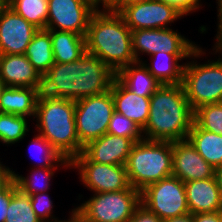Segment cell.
Wrapping results in <instances>:
<instances>
[{"label": "cell", "mask_w": 222, "mask_h": 222, "mask_svg": "<svg viewBox=\"0 0 222 222\" xmlns=\"http://www.w3.org/2000/svg\"><path fill=\"white\" fill-rule=\"evenodd\" d=\"M115 77L101 59L85 52L77 61L54 63L42 77L41 94L77 101L107 92Z\"/></svg>", "instance_id": "6da1fadb"}, {"label": "cell", "mask_w": 222, "mask_h": 222, "mask_svg": "<svg viewBox=\"0 0 222 222\" xmlns=\"http://www.w3.org/2000/svg\"><path fill=\"white\" fill-rule=\"evenodd\" d=\"M194 111L184 87L161 85L150 97L149 118L142 129L145 140H186L193 124Z\"/></svg>", "instance_id": "7a4b0ae2"}, {"label": "cell", "mask_w": 222, "mask_h": 222, "mask_svg": "<svg viewBox=\"0 0 222 222\" xmlns=\"http://www.w3.org/2000/svg\"><path fill=\"white\" fill-rule=\"evenodd\" d=\"M85 39L86 52L97 56L115 73L136 62L131 29L118 12L95 11Z\"/></svg>", "instance_id": "3957f363"}, {"label": "cell", "mask_w": 222, "mask_h": 222, "mask_svg": "<svg viewBox=\"0 0 222 222\" xmlns=\"http://www.w3.org/2000/svg\"><path fill=\"white\" fill-rule=\"evenodd\" d=\"M36 128L60 155L69 161L83 151L75 121V101L39 94Z\"/></svg>", "instance_id": "277c9868"}, {"label": "cell", "mask_w": 222, "mask_h": 222, "mask_svg": "<svg viewBox=\"0 0 222 222\" xmlns=\"http://www.w3.org/2000/svg\"><path fill=\"white\" fill-rule=\"evenodd\" d=\"M173 142L143 139L131 148L126 170L131 187L146 186L172 175Z\"/></svg>", "instance_id": "5b68a950"}, {"label": "cell", "mask_w": 222, "mask_h": 222, "mask_svg": "<svg viewBox=\"0 0 222 222\" xmlns=\"http://www.w3.org/2000/svg\"><path fill=\"white\" fill-rule=\"evenodd\" d=\"M222 56V48H213ZM186 97L194 111L205 104L222 102V58L198 64L188 62L184 67L183 82Z\"/></svg>", "instance_id": "8992f818"}, {"label": "cell", "mask_w": 222, "mask_h": 222, "mask_svg": "<svg viewBox=\"0 0 222 222\" xmlns=\"http://www.w3.org/2000/svg\"><path fill=\"white\" fill-rule=\"evenodd\" d=\"M140 204V191L130 186L116 192L94 193L76 209L89 222H128Z\"/></svg>", "instance_id": "52a82bcc"}, {"label": "cell", "mask_w": 222, "mask_h": 222, "mask_svg": "<svg viewBox=\"0 0 222 222\" xmlns=\"http://www.w3.org/2000/svg\"><path fill=\"white\" fill-rule=\"evenodd\" d=\"M114 111L111 90L75 101L76 130L83 147L107 133Z\"/></svg>", "instance_id": "ba28073f"}, {"label": "cell", "mask_w": 222, "mask_h": 222, "mask_svg": "<svg viewBox=\"0 0 222 222\" xmlns=\"http://www.w3.org/2000/svg\"><path fill=\"white\" fill-rule=\"evenodd\" d=\"M140 203L161 220L190 213L184 182L173 175L140 191Z\"/></svg>", "instance_id": "9c48e42d"}, {"label": "cell", "mask_w": 222, "mask_h": 222, "mask_svg": "<svg viewBox=\"0 0 222 222\" xmlns=\"http://www.w3.org/2000/svg\"><path fill=\"white\" fill-rule=\"evenodd\" d=\"M79 169L81 182L95 193L128 189L126 165L99 164L90 161L82 152L70 161V168Z\"/></svg>", "instance_id": "30bf717a"}, {"label": "cell", "mask_w": 222, "mask_h": 222, "mask_svg": "<svg viewBox=\"0 0 222 222\" xmlns=\"http://www.w3.org/2000/svg\"><path fill=\"white\" fill-rule=\"evenodd\" d=\"M131 36L133 54L138 62H142L140 53L191 54L197 47L195 43L170 28L132 30Z\"/></svg>", "instance_id": "8fae6325"}, {"label": "cell", "mask_w": 222, "mask_h": 222, "mask_svg": "<svg viewBox=\"0 0 222 222\" xmlns=\"http://www.w3.org/2000/svg\"><path fill=\"white\" fill-rule=\"evenodd\" d=\"M94 7L84 0H48L46 29L73 32L86 37Z\"/></svg>", "instance_id": "7c38bea8"}, {"label": "cell", "mask_w": 222, "mask_h": 222, "mask_svg": "<svg viewBox=\"0 0 222 222\" xmlns=\"http://www.w3.org/2000/svg\"><path fill=\"white\" fill-rule=\"evenodd\" d=\"M119 14L131 31L169 28L167 27L169 23L184 16L173 5L167 4L162 0H148L125 6Z\"/></svg>", "instance_id": "4fadbf2b"}, {"label": "cell", "mask_w": 222, "mask_h": 222, "mask_svg": "<svg viewBox=\"0 0 222 222\" xmlns=\"http://www.w3.org/2000/svg\"><path fill=\"white\" fill-rule=\"evenodd\" d=\"M39 29L7 5L0 9V54H25Z\"/></svg>", "instance_id": "5bb4252c"}, {"label": "cell", "mask_w": 222, "mask_h": 222, "mask_svg": "<svg viewBox=\"0 0 222 222\" xmlns=\"http://www.w3.org/2000/svg\"><path fill=\"white\" fill-rule=\"evenodd\" d=\"M172 175L182 182L214 177V168L186 140L173 142Z\"/></svg>", "instance_id": "9a60e30c"}, {"label": "cell", "mask_w": 222, "mask_h": 222, "mask_svg": "<svg viewBox=\"0 0 222 222\" xmlns=\"http://www.w3.org/2000/svg\"><path fill=\"white\" fill-rule=\"evenodd\" d=\"M133 145L130 138L106 133L84 146L82 153L99 164L126 165Z\"/></svg>", "instance_id": "2e32d148"}, {"label": "cell", "mask_w": 222, "mask_h": 222, "mask_svg": "<svg viewBox=\"0 0 222 222\" xmlns=\"http://www.w3.org/2000/svg\"><path fill=\"white\" fill-rule=\"evenodd\" d=\"M0 77L7 87L42 88V76L24 54H0Z\"/></svg>", "instance_id": "e0dca14e"}, {"label": "cell", "mask_w": 222, "mask_h": 222, "mask_svg": "<svg viewBox=\"0 0 222 222\" xmlns=\"http://www.w3.org/2000/svg\"><path fill=\"white\" fill-rule=\"evenodd\" d=\"M114 109L143 129L149 118L150 97L139 96L128 90L116 77L111 85Z\"/></svg>", "instance_id": "ac0fdd59"}, {"label": "cell", "mask_w": 222, "mask_h": 222, "mask_svg": "<svg viewBox=\"0 0 222 222\" xmlns=\"http://www.w3.org/2000/svg\"><path fill=\"white\" fill-rule=\"evenodd\" d=\"M191 214L222 211V196L215 178L184 183Z\"/></svg>", "instance_id": "d6986e66"}, {"label": "cell", "mask_w": 222, "mask_h": 222, "mask_svg": "<svg viewBox=\"0 0 222 222\" xmlns=\"http://www.w3.org/2000/svg\"><path fill=\"white\" fill-rule=\"evenodd\" d=\"M202 53L206 54L202 51V48L198 46L191 54H168L165 52H157L150 56L153 58L152 61H154V59L157 57L156 59H158L159 62L154 61L152 64H146L144 62L142 63L161 84L177 85L183 82L185 67V63L180 65L178 62H180L182 59L190 57H201V55H203Z\"/></svg>", "instance_id": "ffe728a7"}, {"label": "cell", "mask_w": 222, "mask_h": 222, "mask_svg": "<svg viewBox=\"0 0 222 222\" xmlns=\"http://www.w3.org/2000/svg\"><path fill=\"white\" fill-rule=\"evenodd\" d=\"M41 88L6 87L0 98V112L35 117Z\"/></svg>", "instance_id": "44dd1931"}, {"label": "cell", "mask_w": 222, "mask_h": 222, "mask_svg": "<svg viewBox=\"0 0 222 222\" xmlns=\"http://www.w3.org/2000/svg\"><path fill=\"white\" fill-rule=\"evenodd\" d=\"M116 78L139 96H151L162 85L143 63L138 61L118 70Z\"/></svg>", "instance_id": "7402d4cb"}, {"label": "cell", "mask_w": 222, "mask_h": 222, "mask_svg": "<svg viewBox=\"0 0 222 222\" xmlns=\"http://www.w3.org/2000/svg\"><path fill=\"white\" fill-rule=\"evenodd\" d=\"M55 63L79 60L86 52L85 36L73 32L50 30Z\"/></svg>", "instance_id": "603a6c76"}, {"label": "cell", "mask_w": 222, "mask_h": 222, "mask_svg": "<svg viewBox=\"0 0 222 222\" xmlns=\"http://www.w3.org/2000/svg\"><path fill=\"white\" fill-rule=\"evenodd\" d=\"M187 140L213 168L222 165V135L199 128L193 122Z\"/></svg>", "instance_id": "cb8c5ba5"}, {"label": "cell", "mask_w": 222, "mask_h": 222, "mask_svg": "<svg viewBox=\"0 0 222 222\" xmlns=\"http://www.w3.org/2000/svg\"><path fill=\"white\" fill-rule=\"evenodd\" d=\"M24 55L43 77L55 63L50 30L39 29L33 36Z\"/></svg>", "instance_id": "d4e9b609"}, {"label": "cell", "mask_w": 222, "mask_h": 222, "mask_svg": "<svg viewBox=\"0 0 222 222\" xmlns=\"http://www.w3.org/2000/svg\"><path fill=\"white\" fill-rule=\"evenodd\" d=\"M7 6L38 29H46L48 0H8Z\"/></svg>", "instance_id": "484cf974"}, {"label": "cell", "mask_w": 222, "mask_h": 222, "mask_svg": "<svg viewBox=\"0 0 222 222\" xmlns=\"http://www.w3.org/2000/svg\"><path fill=\"white\" fill-rule=\"evenodd\" d=\"M5 222H42L33 211L30 196L23 193L16 185L9 191Z\"/></svg>", "instance_id": "4316f807"}, {"label": "cell", "mask_w": 222, "mask_h": 222, "mask_svg": "<svg viewBox=\"0 0 222 222\" xmlns=\"http://www.w3.org/2000/svg\"><path fill=\"white\" fill-rule=\"evenodd\" d=\"M32 174L30 176L24 177L22 175L16 174L13 171L14 182L16 187L19 188L23 193L27 195H33L37 193L46 192L50 185L49 181L54 175V170H57V167H48V168H39L38 166L34 169L32 168ZM44 177V180L40 178ZM43 180L42 184H39V181Z\"/></svg>", "instance_id": "83f0119b"}, {"label": "cell", "mask_w": 222, "mask_h": 222, "mask_svg": "<svg viewBox=\"0 0 222 222\" xmlns=\"http://www.w3.org/2000/svg\"><path fill=\"white\" fill-rule=\"evenodd\" d=\"M26 118L0 112V142L9 145L21 141L29 131Z\"/></svg>", "instance_id": "f1b7e54d"}, {"label": "cell", "mask_w": 222, "mask_h": 222, "mask_svg": "<svg viewBox=\"0 0 222 222\" xmlns=\"http://www.w3.org/2000/svg\"><path fill=\"white\" fill-rule=\"evenodd\" d=\"M193 122L199 128L222 135V102L205 104L195 109Z\"/></svg>", "instance_id": "f546056e"}, {"label": "cell", "mask_w": 222, "mask_h": 222, "mask_svg": "<svg viewBox=\"0 0 222 222\" xmlns=\"http://www.w3.org/2000/svg\"><path fill=\"white\" fill-rule=\"evenodd\" d=\"M107 133L130 138L134 143L144 139L143 131L138 124L116 111L111 116Z\"/></svg>", "instance_id": "4dcf8cb0"}, {"label": "cell", "mask_w": 222, "mask_h": 222, "mask_svg": "<svg viewBox=\"0 0 222 222\" xmlns=\"http://www.w3.org/2000/svg\"><path fill=\"white\" fill-rule=\"evenodd\" d=\"M35 146L40 151H42L40 156H38L37 159L41 160L42 163H39V168H48V167H60L61 165L65 168H70V161L60 155L58 151L41 135H37L34 137V140H32L30 147ZM33 148V147H31ZM31 150V149H30ZM39 151V152H40ZM31 153V151H29ZM33 156V154H32ZM31 156V157H32ZM30 157V158H31ZM33 158V157H32ZM59 163V164H58ZM61 163V164H60Z\"/></svg>", "instance_id": "1f68e13d"}, {"label": "cell", "mask_w": 222, "mask_h": 222, "mask_svg": "<svg viewBox=\"0 0 222 222\" xmlns=\"http://www.w3.org/2000/svg\"><path fill=\"white\" fill-rule=\"evenodd\" d=\"M30 203L35 214L42 222H55L57 219L51 215L53 202L47 192L30 195ZM52 219V221H50Z\"/></svg>", "instance_id": "d6a6232c"}, {"label": "cell", "mask_w": 222, "mask_h": 222, "mask_svg": "<svg viewBox=\"0 0 222 222\" xmlns=\"http://www.w3.org/2000/svg\"><path fill=\"white\" fill-rule=\"evenodd\" d=\"M167 4L173 5L177 8L183 15H188V13L195 12L196 9L200 8L199 5L201 0H162Z\"/></svg>", "instance_id": "836d02e7"}, {"label": "cell", "mask_w": 222, "mask_h": 222, "mask_svg": "<svg viewBox=\"0 0 222 222\" xmlns=\"http://www.w3.org/2000/svg\"><path fill=\"white\" fill-rule=\"evenodd\" d=\"M128 222H163V220L140 204Z\"/></svg>", "instance_id": "e575fe53"}, {"label": "cell", "mask_w": 222, "mask_h": 222, "mask_svg": "<svg viewBox=\"0 0 222 222\" xmlns=\"http://www.w3.org/2000/svg\"><path fill=\"white\" fill-rule=\"evenodd\" d=\"M14 182L13 170L0 162V193L5 191Z\"/></svg>", "instance_id": "d590c367"}, {"label": "cell", "mask_w": 222, "mask_h": 222, "mask_svg": "<svg viewBox=\"0 0 222 222\" xmlns=\"http://www.w3.org/2000/svg\"><path fill=\"white\" fill-rule=\"evenodd\" d=\"M194 222H222V211L193 214Z\"/></svg>", "instance_id": "8d00e7d4"}, {"label": "cell", "mask_w": 222, "mask_h": 222, "mask_svg": "<svg viewBox=\"0 0 222 222\" xmlns=\"http://www.w3.org/2000/svg\"><path fill=\"white\" fill-rule=\"evenodd\" d=\"M13 182L5 191L0 193V222H5L9 204V191L15 186Z\"/></svg>", "instance_id": "74e56055"}, {"label": "cell", "mask_w": 222, "mask_h": 222, "mask_svg": "<svg viewBox=\"0 0 222 222\" xmlns=\"http://www.w3.org/2000/svg\"><path fill=\"white\" fill-rule=\"evenodd\" d=\"M102 3L100 11L120 12L125 7V0H99V6Z\"/></svg>", "instance_id": "f35d334b"}, {"label": "cell", "mask_w": 222, "mask_h": 222, "mask_svg": "<svg viewBox=\"0 0 222 222\" xmlns=\"http://www.w3.org/2000/svg\"><path fill=\"white\" fill-rule=\"evenodd\" d=\"M218 4V31L216 34V43H215V48H222V0L217 2Z\"/></svg>", "instance_id": "ab89813d"}, {"label": "cell", "mask_w": 222, "mask_h": 222, "mask_svg": "<svg viewBox=\"0 0 222 222\" xmlns=\"http://www.w3.org/2000/svg\"><path fill=\"white\" fill-rule=\"evenodd\" d=\"M55 222H89L76 208L72 209L71 216L66 220H56Z\"/></svg>", "instance_id": "60d3db41"}, {"label": "cell", "mask_w": 222, "mask_h": 222, "mask_svg": "<svg viewBox=\"0 0 222 222\" xmlns=\"http://www.w3.org/2000/svg\"><path fill=\"white\" fill-rule=\"evenodd\" d=\"M163 222H194V220H193V214L188 213L163 220Z\"/></svg>", "instance_id": "b9f144b4"}, {"label": "cell", "mask_w": 222, "mask_h": 222, "mask_svg": "<svg viewBox=\"0 0 222 222\" xmlns=\"http://www.w3.org/2000/svg\"><path fill=\"white\" fill-rule=\"evenodd\" d=\"M214 178L222 196V165L214 168Z\"/></svg>", "instance_id": "7bdbcfd3"}, {"label": "cell", "mask_w": 222, "mask_h": 222, "mask_svg": "<svg viewBox=\"0 0 222 222\" xmlns=\"http://www.w3.org/2000/svg\"><path fill=\"white\" fill-rule=\"evenodd\" d=\"M89 3L92 7H94L95 11H100L99 9V0H84Z\"/></svg>", "instance_id": "ee69618b"}, {"label": "cell", "mask_w": 222, "mask_h": 222, "mask_svg": "<svg viewBox=\"0 0 222 222\" xmlns=\"http://www.w3.org/2000/svg\"><path fill=\"white\" fill-rule=\"evenodd\" d=\"M148 0H125V6H130L137 3L146 2Z\"/></svg>", "instance_id": "f6af8a7d"}, {"label": "cell", "mask_w": 222, "mask_h": 222, "mask_svg": "<svg viewBox=\"0 0 222 222\" xmlns=\"http://www.w3.org/2000/svg\"><path fill=\"white\" fill-rule=\"evenodd\" d=\"M6 87L7 86L5 85L4 81L0 77V98H1V95H2V93H3V91L5 90Z\"/></svg>", "instance_id": "bcb514c9"}, {"label": "cell", "mask_w": 222, "mask_h": 222, "mask_svg": "<svg viewBox=\"0 0 222 222\" xmlns=\"http://www.w3.org/2000/svg\"><path fill=\"white\" fill-rule=\"evenodd\" d=\"M7 5V0H0V9Z\"/></svg>", "instance_id": "7dc6e473"}]
</instances>
